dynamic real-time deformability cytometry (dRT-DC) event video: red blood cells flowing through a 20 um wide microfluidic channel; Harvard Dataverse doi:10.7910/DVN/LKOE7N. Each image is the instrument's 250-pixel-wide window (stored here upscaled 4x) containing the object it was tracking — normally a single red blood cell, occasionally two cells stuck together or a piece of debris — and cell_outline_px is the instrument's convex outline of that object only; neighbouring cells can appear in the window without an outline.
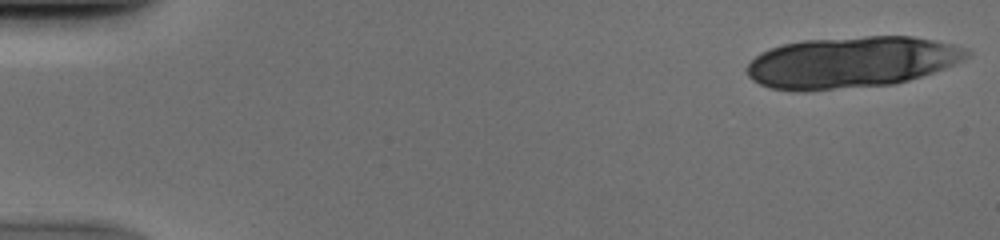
{"species": "human", "species_latin": "Homo sapiens", "temperature_condition": "cold", "stored_images_in_passage": 17, "camera_frame_rate_fps": 3000, "um_per_image_px": 0.085, "donor": {"sex": "male"}, "frame": {"image": 1, "passage_image": 1, "time_ms": 0.0, "image_size_px": [1000, 240], "cell_outline_px": [[972, 52], [964, 60], [944, 68], [896, 84], [808, 92], [792, 92], [772, 88], [760, 84], [752, 80], [748, 76], [744, 68], [760, 52], [768, 48], [784, 44], [804, 40], [864, 36], [912, 36], [936, 40], [968, 48]], "centroid_in_image_um": [72.34, 5.3], "position_along_channel_um": 12.7, "area_um2": 66.59}}